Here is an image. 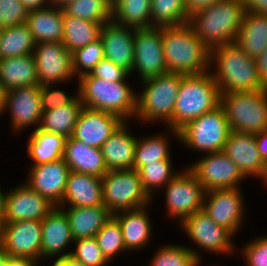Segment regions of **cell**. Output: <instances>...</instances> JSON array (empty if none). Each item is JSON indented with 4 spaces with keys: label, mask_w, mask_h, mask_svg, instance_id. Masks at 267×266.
<instances>
[{
    "label": "cell",
    "mask_w": 267,
    "mask_h": 266,
    "mask_svg": "<svg viewBox=\"0 0 267 266\" xmlns=\"http://www.w3.org/2000/svg\"><path fill=\"white\" fill-rule=\"evenodd\" d=\"M162 46L168 72L197 75L211 69L210 49L189 23L161 27Z\"/></svg>",
    "instance_id": "6da1fadb"
},
{
    "label": "cell",
    "mask_w": 267,
    "mask_h": 266,
    "mask_svg": "<svg viewBox=\"0 0 267 266\" xmlns=\"http://www.w3.org/2000/svg\"><path fill=\"white\" fill-rule=\"evenodd\" d=\"M246 12L242 0H219L190 14L189 24L211 49L235 42Z\"/></svg>",
    "instance_id": "7a4b0ae2"
},
{
    "label": "cell",
    "mask_w": 267,
    "mask_h": 266,
    "mask_svg": "<svg viewBox=\"0 0 267 266\" xmlns=\"http://www.w3.org/2000/svg\"><path fill=\"white\" fill-rule=\"evenodd\" d=\"M210 72L221 93L259 91L266 89L258 74L256 60L251 59L235 42L210 49ZM213 61V62H212Z\"/></svg>",
    "instance_id": "3957f363"
},
{
    "label": "cell",
    "mask_w": 267,
    "mask_h": 266,
    "mask_svg": "<svg viewBox=\"0 0 267 266\" xmlns=\"http://www.w3.org/2000/svg\"><path fill=\"white\" fill-rule=\"evenodd\" d=\"M220 97L219 86L210 71L183 75L171 118L173 136L179 139V130L188 122L218 107Z\"/></svg>",
    "instance_id": "277c9868"
},
{
    "label": "cell",
    "mask_w": 267,
    "mask_h": 266,
    "mask_svg": "<svg viewBox=\"0 0 267 266\" xmlns=\"http://www.w3.org/2000/svg\"><path fill=\"white\" fill-rule=\"evenodd\" d=\"M78 95L84 108L108 112L128 121L135 117L137 95L126 81H107L90 73L79 78Z\"/></svg>",
    "instance_id": "5b68a950"
},
{
    "label": "cell",
    "mask_w": 267,
    "mask_h": 266,
    "mask_svg": "<svg viewBox=\"0 0 267 266\" xmlns=\"http://www.w3.org/2000/svg\"><path fill=\"white\" fill-rule=\"evenodd\" d=\"M183 74L167 72L142 80V94L136 98V119L162 121L171 130V118Z\"/></svg>",
    "instance_id": "8992f818"
},
{
    "label": "cell",
    "mask_w": 267,
    "mask_h": 266,
    "mask_svg": "<svg viewBox=\"0 0 267 266\" xmlns=\"http://www.w3.org/2000/svg\"><path fill=\"white\" fill-rule=\"evenodd\" d=\"M231 131L256 134L267 131V89L221 93Z\"/></svg>",
    "instance_id": "52a82bcc"
},
{
    "label": "cell",
    "mask_w": 267,
    "mask_h": 266,
    "mask_svg": "<svg viewBox=\"0 0 267 266\" xmlns=\"http://www.w3.org/2000/svg\"><path fill=\"white\" fill-rule=\"evenodd\" d=\"M231 129L221 105L188 122L179 130V141L201 152L223 151Z\"/></svg>",
    "instance_id": "ba28073f"
},
{
    "label": "cell",
    "mask_w": 267,
    "mask_h": 266,
    "mask_svg": "<svg viewBox=\"0 0 267 266\" xmlns=\"http://www.w3.org/2000/svg\"><path fill=\"white\" fill-rule=\"evenodd\" d=\"M102 191L104 206L112 214L141 208L152 201L135 169L108 171L102 177Z\"/></svg>",
    "instance_id": "9c48e42d"
},
{
    "label": "cell",
    "mask_w": 267,
    "mask_h": 266,
    "mask_svg": "<svg viewBox=\"0 0 267 266\" xmlns=\"http://www.w3.org/2000/svg\"><path fill=\"white\" fill-rule=\"evenodd\" d=\"M165 188L168 215L179 218V223L203 209L206 190L188 167L178 172Z\"/></svg>",
    "instance_id": "30bf717a"
},
{
    "label": "cell",
    "mask_w": 267,
    "mask_h": 266,
    "mask_svg": "<svg viewBox=\"0 0 267 266\" xmlns=\"http://www.w3.org/2000/svg\"><path fill=\"white\" fill-rule=\"evenodd\" d=\"M137 69L141 80L167 73L161 27L135 28L134 61L130 73Z\"/></svg>",
    "instance_id": "8fae6325"
},
{
    "label": "cell",
    "mask_w": 267,
    "mask_h": 266,
    "mask_svg": "<svg viewBox=\"0 0 267 266\" xmlns=\"http://www.w3.org/2000/svg\"><path fill=\"white\" fill-rule=\"evenodd\" d=\"M206 191L240 188L245 178L238 166L223 152L207 153L188 167Z\"/></svg>",
    "instance_id": "7c38bea8"
},
{
    "label": "cell",
    "mask_w": 267,
    "mask_h": 266,
    "mask_svg": "<svg viewBox=\"0 0 267 266\" xmlns=\"http://www.w3.org/2000/svg\"><path fill=\"white\" fill-rule=\"evenodd\" d=\"M41 242L42 228L38 220L4 223L0 229V245L9 256L26 257L38 263Z\"/></svg>",
    "instance_id": "4fadbf2b"
},
{
    "label": "cell",
    "mask_w": 267,
    "mask_h": 266,
    "mask_svg": "<svg viewBox=\"0 0 267 266\" xmlns=\"http://www.w3.org/2000/svg\"><path fill=\"white\" fill-rule=\"evenodd\" d=\"M39 86L74 78L72 53L62 42L38 43L33 51Z\"/></svg>",
    "instance_id": "5bb4252c"
},
{
    "label": "cell",
    "mask_w": 267,
    "mask_h": 266,
    "mask_svg": "<svg viewBox=\"0 0 267 266\" xmlns=\"http://www.w3.org/2000/svg\"><path fill=\"white\" fill-rule=\"evenodd\" d=\"M243 197L238 188L206 191L203 211L217 225L228 229L233 235L244 222Z\"/></svg>",
    "instance_id": "9a60e30c"
},
{
    "label": "cell",
    "mask_w": 267,
    "mask_h": 266,
    "mask_svg": "<svg viewBox=\"0 0 267 266\" xmlns=\"http://www.w3.org/2000/svg\"><path fill=\"white\" fill-rule=\"evenodd\" d=\"M182 229L203 250L212 253L230 254L235 249L233 234L226 228L215 224L203 210L186 217Z\"/></svg>",
    "instance_id": "2e32d148"
},
{
    "label": "cell",
    "mask_w": 267,
    "mask_h": 266,
    "mask_svg": "<svg viewBox=\"0 0 267 266\" xmlns=\"http://www.w3.org/2000/svg\"><path fill=\"white\" fill-rule=\"evenodd\" d=\"M56 206L23 183L7 191L5 223L42 221Z\"/></svg>",
    "instance_id": "e0dca14e"
},
{
    "label": "cell",
    "mask_w": 267,
    "mask_h": 266,
    "mask_svg": "<svg viewBox=\"0 0 267 266\" xmlns=\"http://www.w3.org/2000/svg\"><path fill=\"white\" fill-rule=\"evenodd\" d=\"M63 158L32 166L27 184L56 207L61 205L70 173Z\"/></svg>",
    "instance_id": "ac0fdd59"
},
{
    "label": "cell",
    "mask_w": 267,
    "mask_h": 266,
    "mask_svg": "<svg viewBox=\"0 0 267 266\" xmlns=\"http://www.w3.org/2000/svg\"><path fill=\"white\" fill-rule=\"evenodd\" d=\"M123 122L117 115L83 107L71 138L88 146L101 148Z\"/></svg>",
    "instance_id": "d6986e66"
},
{
    "label": "cell",
    "mask_w": 267,
    "mask_h": 266,
    "mask_svg": "<svg viewBox=\"0 0 267 266\" xmlns=\"http://www.w3.org/2000/svg\"><path fill=\"white\" fill-rule=\"evenodd\" d=\"M4 109L11 113V126L15 131L38 123L40 125L42 107L40 86L18 87L6 91Z\"/></svg>",
    "instance_id": "ffe728a7"
},
{
    "label": "cell",
    "mask_w": 267,
    "mask_h": 266,
    "mask_svg": "<svg viewBox=\"0 0 267 266\" xmlns=\"http://www.w3.org/2000/svg\"><path fill=\"white\" fill-rule=\"evenodd\" d=\"M100 39L103 43L104 58L130 73L134 61L135 28L111 20L103 25Z\"/></svg>",
    "instance_id": "44dd1931"
},
{
    "label": "cell",
    "mask_w": 267,
    "mask_h": 266,
    "mask_svg": "<svg viewBox=\"0 0 267 266\" xmlns=\"http://www.w3.org/2000/svg\"><path fill=\"white\" fill-rule=\"evenodd\" d=\"M223 152L238 166L244 177H259L263 167L255 134L231 131Z\"/></svg>",
    "instance_id": "7402d4cb"
},
{
    "label": "cell",
    "mask_w": 267,
    "mask_h": 266,
    "mask_svg": "<svg viewBox=\"0 0 267 266\" xmlns=\"http://www.w3.org/2000/svg\"><path fill=\"white\" fill-rule=\"evenodd\" d=\"M41 228V258L54 257L61 252L62 255H59L57 258L61 259L71 253H64V248L66 249V246L73 243L74 240L72 238L66 214L59 207H55L41 221Z\"/></svg>",
    "instance_id": "603a6c76"
},
{
    "label": "cell",
    "mask_w": 267,
    "mask_h": 266,
    "mask_svg": "<svg viewBox=\"0 0 267 266\" xmlns=\"http://www.w3.org/2000/svg\"><path fill=\"white\" fill-rule=\"evenodd\" d=\"M93 207L104 205L102 178L70 171L64 196L59 207Z\"/></svg>",
    "instance_id": "cb8c5ba5"
},
{
    "label": "cell",
    "mask_w": 267,
    "mask_h": 266,
    "mask_svg": "<svg viewBox=\"0 0 267 266\" xmlns=\"http://www.w3.org/2000/svg\"><path fill=\"white\" fill-rule=\"evenodd\" d=\"M128 130L124 121L101 146L108 171L133 169L138 138L131 135Z\"/></svg>",
    "instance_id": "d4e9b609"
},
{
    "label": "cell",
    "mask_w": 267,
    "mask_h": 266,
    "mask_svg": "<svg viewBox=\"0 0 267 266\" xmlns=\"http://www.w3.org/2000/svg\"><path fill=\"white\" fill-rule=\"evenodd\" d=\"M69 169L102 178L107 172L101 148L84 144L71 137L66 139L63 157Z\"/></svg>",
    "instance_id": "484cf974"
},
{
    "label": "cell",
    "mask_w": 267,
    "mask_h": 266,
    "mask_svg": "<svg viewBox=\"0 0 267 266\" xmlns=\"http://www.w3.org/2000/svg\"><path fill=\"white\" fill-rule=\"evenodd\" d=\"M59 208L66 214L73 240L95 237L113 215L104 205Z\"/></svg>",
    "instance_id": "4316f807"
},
{
    "label": "cell",
    "mask_w": 267,
    "mask_h": 266,
    "mask_svg": "<svg viewBox=\"0 0 267 266\" xmlns=\"http://www.w3.org/2000/svg\"><path fill=\"white\" fill-rule=\"evenodd\" d=\"M146 208L147 205L113 214L121 226L124 246L128 251L139 250L150 241L152 227Z\"/></svg>",
    "instance_id": "83f0119b"
},
{
    "label": "cell",
    "mask_w": 267,
    "mask_h": 266,
    "mask_svg": "<svg viewBox=\"0 0 267 266\" xmlns=\"http://www.w3.org/2000/svg\"><path fill=\"white\" fill-rule=\"evenodd\" d=\"M0 85L5 91L39 86L33 54L0 59Z\"/></svg>",
    "instance_id": "f1b7e54d"
},
{
    "label": "cell",
    "mask_w": 267,
    "mask_h": 266,
    "mask_svg": "<svg viewBox=\"0 0 267 266\" xmlns=\"http://www.w3.org/2000/svg\"><path fill=\"white\" fill-rule=\"evenodd\" d=\"M26 24L36 44L62 42L63 40V8L49 6L31 10L28 13Z\"/></svg>",
    "instance_id": "f546056e"
},
{
    "label": "cell",
    "mask_w": 267,
    "mask_h": 266,
    "mask_svg": "<svg viewBox=\"0 0 267 266\" xmlns=\"http://www.w3.org/2000/svg\"><path fill=\"white\" fill-rule=\"evenodd\" d=\"M235 43L256 60L267 48V13L247 11Z\"/></svg>",
    "instance_id": "4dcf8cb0"
},
{
    "label": "cell",
    "mask_w": 267,
    "mask_h": 266,
    "mask_svg": "<svg viewBox=\"0 0 267 266\" xmlns=\"http://www.w3.org/2000/svg\"><path fill=\"white\" fill-rule=\"evenodd\" d=\"M66 137L35 128L28 141V157L36 166L42 163L53 162L63 157Z\"/></svg>",
    "instance_id": "1f68e13d"
},
{
    "label": "cell",
    "mask_w": 267,
    "mask_h": 266,
    "mask_svg": "<svg viewBox=\"0 0 267 266\" xmlns=\"http://www.w3.org/2000/svg\"><path fill=\"white\" fill-rule=\"evenodd\" d=\"M83 105L79 95L70 103L49 111H43L39 127L40 130L56 133L69 138L73 134Z\"/></svg>",
    "instance_id": "d6a6232c"
},
{
    "label": "cell",
    "mask_w": 267,
    "mask_h": 266,
    "mask_svg": "<svg viewBox=\"0 0 267 266\" xmlns=\"http://www.w3.org/2000/svg\"><path fill=\"white\" fill-rule=\"evenodd\" d=\"M105 23H93L67 15L63 11V32L62 43L72 53L90 42L100 39L101 29Z\"/></svg>",
    "instance_id": "836d02e7"
},
{
    "label": "cell",
    "mask_w": 267,
    "mask_h": 266,
    "mask_svg": "<svg viewBox=\"0 0 267 266\" xmlns=\"http://www.w3.org/2000/svg\"><path fill=\"white\" fill-rule=\"evenodd\" d=\"M112 20L133 28L152 27L151 0H112Z\"/></svg>",
    "instance_id": "e575fe53"
},
{
    "label": "cell",
    "mask_w": 267,
    "mask_h": 266,
    "mask_svg": "<svg viewBox=\"0 0 267 266\" xmlns=\"http://www.w3.org/2000/svg\"><path fill=\"white\" fill-rule=\"evenodd\" d=\"M35 46L26 23L4 28L0 38V59L33 54Z\"/></svg>",
    "instance_id": "d590c367"
},
{
    "label": "cell",
    "mask_w": 267,
    "mask_h": 266,
    "mask_svg": "<svg viewBox=\"0 0 267 266\" xmlns=\"http://www.w3.org/2000/svg\"><path fill=\"white\" fill-rule=\"evenodd\" d=\"M189 19L186 0H151L152 27L184 25Z\"/></svg>",
    "instance_id": "8d00e7d4"
},
{
    "label": "cell",
    "mask_w": 267,
    "mask_h": 266,
    "mask_svg": "<svg viewBox=\"0 0 267 266\" xmlns=\"http://www.w3.org/2000/svg\"><path fill=\"white\" fill-rule=\"evenodd\" d=\"M169 144L167 136L164 137V134L138 139L135 145L133 169L138 171L149 163L170 160Z\"/></svg>",
    "instance_id": "74e56055"
},
{
    "label": "cell",
    "mask_w": 267,
    "mask_h": 266,
    "mask_svg": "<svg viewBox=\"0 0 267 266\" xmlns=\"http://www.w3.org/2000/svg\"><path fill=\"white\" fill-rule=\"evenodd\" d=\"M63 11L93 23H106L112 20V0H73Z\"/></svg>",
    "instance_id": "f35d334b"
},
{
    "label": "cell",
    "mask_w": 267,
    "mask_h": 266,
    "mask_svg": "<svg viewBox=\"0 0 267 266\" xmlns=\"http://www.w3.org/2000/svg\"><path fill=\"white\" fill-rule=\"evenodd\" d=\"M157 250L150 266H199L200 264L199 253L190 247L168 244Z\"/></svg>",
    "instance_id": "ab89813d"
},
{
    "label": "cell",
    "mask_w": 267,
    "mask_h": 266,
    "mask_svg": "<svg viewBox=\"0 0 267 266\" xmlns=\"http://www.w3.org/2000/svg\"><path fill=\"white\" fill-rule=\"evenodd\" d=\"M171 165V160H158L138 170L143 189L151 199L155 188L162 189L178 174Z\"/></svg>",
    "instance_id": "60d3db41"
},
{
    "label": "cell",
    "mask_w": 267,
    "mask_h": 266,
    "mask_svg": "<svg viewBox=\"0 0 267 266\" xmlns=\"http://www.w3.org/2000/svg\"><path fill=\"white\" fill-rule=\"evenodd\" d=\"M95 238L108 262L121 251H127L124 246L121 226L113 215L95 235Z\"/></svg>",
    "instance_id": "b9f144b4"
},
{
    "label": "cell",
    "mask_w": 267,
    "mask_h": 266,
    "mask_svg": "<svg viewBox=\"0 0 267 266\" xmlns=\"http://www.w3.org/2000/svg\"><path fill=\"white\" fill-rule=\"evenodd\" d=\"M103 58L104 50L101 39L76 49L72 52V68L74 75L80 78L83 75L89 74Z\"/></svg>",
    "instance_id": "7bdbcfd3"
},
{
    "label": "cell",
    "mask_w": 267,
    "mask_h": 266,
    "mask_svg": "<svg viewBox=\"0 0 267 266\" xmlns=\"http://www.w3.org/2000/svg\"><path fill=\"white\" fill-rule=\"evenodd\" d=\"M73 243L76 244L75 251H71L70 255L86 266H106L109 263L100 250L95 237L76 239Z\"/></svg>",
    "instance_id": "ee69618b"
},
{
    "label": "cell",
    "mask_w": 267,
    "mask_h": 266,
    "mask_svg": "<svg viewBox=\"0 0 267 266\" xmlns=\"http://www.w3.org/2000/svg\"><path fill=\"white\" fill-rule=\"evenodd\" d=\"M28 13L20 0H0V27L25 24Z\"/></svg>",
    "instance_id": "f6af8a7d"
},
{
    "label": "cell",
    "mask_w": 267,
    "mask_h": 266,
    "mask_svg": "<svg viewBox=\"0 0 267 266\" xmlns=\"http://www.w3.org/2000/svg\"><path fill=\"white\" fill-rule=\"evenodd\" d=\"M51 86V87H50ZM52 84L40 85V101L42 111H49L70 104L76 97L68 96L65 92L58 89H51Z\"/></svg>",
    "instance_id": "bcb514c9"
},
{
    "label": "cell",
    "mask_w": 267,
    "mask_h": 266,
    "mask_svg": "<svg viewBox=\"0 0 267 266\" xmlns=\"http://www.w3.org/2000/svg\"><path fill=\"white\" fill-rule=\"evenodd\" d=\"M241 254L244 255L248 266H267V236L248 242Z\"/></svg>",
    "instance_id": "7dc6e473"
},
{
    "label": "cell",
    "mask_w": 267,
    "mask_h": 266,
    "mask_svg": "<svg viewBox=\"0 0 267 266\" xmlns=\"http://www.w3.org/2000/svg\"><path fill=\"white\" fill-rule=\"evenodd\" d=\"M93 77L107 81H125L130 73L123 67L114 64L111 60L103 58L90 72Z\"/></svg>",
    "instance_id": "c3c4849f"
},
{
    "label": "cell",
    "mask_w": 267,
    "mask_h": 266,
    "mask_svg": "<svg viewBox=\"0 0 267 266\" xmlns=\"http://www.w3.org/2000/svg\"><path fill=\"white\" fill-rule=\"evenodd\" d=\"M256 66L261 83L267 89V48L256 59Z\"/></svg>",
    "instance_id": "681fc988"
},
{
    "label": "cell",
    "mask_w": 267,
    "mask_h": 266,
    "mask_svg": "<svg viewBox=\"0 0 267 266\" xmlns=\"http://www.w3.org/2000/svg\"><path fill=\"white\" fill-rule=\"evenodd\" d=\"M247 11L267 13V0H242Z\"/></svg>",
    "instance_id": "f907efd6"
},
{
    "label": "cell",
    "mask_w": 267,
    "mask_h": 266,
    "mask_svg": "<svg viewBox=\"0 0 267 266\" xmlns=\"http://www.w3.org/2000/svg\"><path fill=\"white\" fill-rule=\"evenodd\" d=\"M255 138L260 157L264 161L267 159V131L256 133Z\"/></svg>",
    "instance_id": "816d5d0a"
},
{
    "label": "cell",
    "mask_w": 267,
    "mask_h": 266,
    "mask_svg": "<svg viewBox=\"0 0 267 266\" xmlns=\"http://www.w3.org/2000/svg\"><path fill=\"white\" fill-rule=\"evenodd\" d=\"M34 260L26 257L8 256L5 266H37Z\"/></svg>",
    "instance_id": "f5cc1de1"
},
{
    "label": "cell",
    "mask_w": 267,
    "mask_h": 266,
    "mask_svg": "<svg viewBox=\"0 0 267 266\" xmlns=\"http://www.w3.org/2000/svg\"><path fill=\"white\" fill-rule=\"evenodd\" d=\"M217 1L219 0H186V4L189 14H192L194 11L208 7Z\"/></svg>",
    "instance_id": "db71d44e"
},
{
    "label": "cell",
    "mask_w": 267,
    "mask_h": 266,
    "mask_svg": "<svg viewBox=\"0 0 267 266\" xmlns=\"http://www.w3.org/2000/svg\"><path fill=\"white\" fill-rule=\"evenodd\" d=\"M20 1L28 9V11L43 9V8H46L47 6H51L49 4L50 3L49 0H20Z\"/></svg>",
    "instance_id": "11a10c76"
},
{
    "label": "cell",
    "mask_w": 267,
    "mask_h": 266,
    "mask_svg": "<svg viewBox=\"0 0 267 266\" xmlns=\"http://www.w3.org/2000/svg\"><path fill=\"white\" fill-rule=\"evenodd\" d=\"M6 194L0 189V229L5 223Z\"/></svg>",
    "instance_id": "9f6ffc18"
},
{
    "label": "cell",
    "mask_w": 267,
    "mask_h": 266,
    "mask_svg": "<svg viewBox=\"0 0 267 266\" xmlns=\"http://www.w3.org/2000/svg\"><path fill=\"white\" fill-rule=\"evenodd\" d=\"M61 260L67 265V266H86L83 262L80 260L74 258L73 256L66 255L64 258H61Z\"/></svg>",
    "instance_id": "6f0895ef"
},
{
    "label": "cell",
    "mask_w": 267,
    "mask_h": 266,
    "mask_svg": "<svg viewBox=\"0 0 267 266\" xmlns=\"http://www.w3.org/2000/svg\"><path fill=\"white\" fill-rule=\"evenodd\" d=\"M51 6L57 7V8H64L69 2H72L73 0H49Z\"/></svg>",
    "instance_id": "680465c9"
},
{
    "label": "cell",
    "mask_w": 267,
    "mask_h": 266,
    "mask_svg": "<svg viewBox=\"0 0 267 266\" xmlns=\"http://www.w3.org/2000/svg\"><path fill=\"white\" fill-rule=\"evenodd\" d=\"M5 93L6 91L2 88V86L0 85V115L3 111H5L4 109V104H5Z\"/></svg>",
    "instance_id": "91938a15"
},
{
    "label": "cell",
    "mask_w": 267,
    "mask_h": 266,
    "mask_svg": "<svg viewBox=\"0 0 267 266\" xmlns=\"http://www.w3.org/2000/svg\"><path fill=\"white\" fill-rule=\"evenodd\" d=\"M259 178H261L267 185V159L263 161V167Z\"/></svg>",
    "instance_id": "94428289"
},
{
    "label": "cell",
    "mask_w": 267,
    "mask_h": 266,
    "mask_svg": "<svg viewBox=\"0 0 267 266\" xmlns=\"http://www.w3.org/2000/svg\"><path fill=\"white\" fill-rule=\"evenodd\" d=\"M8 254L6 251L3 249V247L0 245V266H5V262L8 258Z\"/></svg>",
    "instance_id": "6125c7cd"
},
{
    "label": "cell",
    "mask_w": 267,
    "mask_h": 266,
    "mask_svg": "<svg viewBox=\"0 0 267 266\" xmlns=\"http://www.w3.org/2000/svg\"><path fill=\"white\" fill-rule=\"evenodd\" d=\"M51 266H67L61 259H56Z\"/></svg>",
    "instance_id": "be15d7a7"
},
{
    "label": "cell",
    "mask_w": 267,
    "mask_h": 266,
    "mask_svg": "<svg viewBox=\"0 0 267 266\" xmlns=\"http://www.w3.org/2000/svg\"><path fill=\"white\" fill-rule=\"evenodd\" d=\"M2 31H3V28L0 27V38H1V35H2Z\"/></svg>",
    "instance_id": "e7e4bbea"
}]
</instances>
